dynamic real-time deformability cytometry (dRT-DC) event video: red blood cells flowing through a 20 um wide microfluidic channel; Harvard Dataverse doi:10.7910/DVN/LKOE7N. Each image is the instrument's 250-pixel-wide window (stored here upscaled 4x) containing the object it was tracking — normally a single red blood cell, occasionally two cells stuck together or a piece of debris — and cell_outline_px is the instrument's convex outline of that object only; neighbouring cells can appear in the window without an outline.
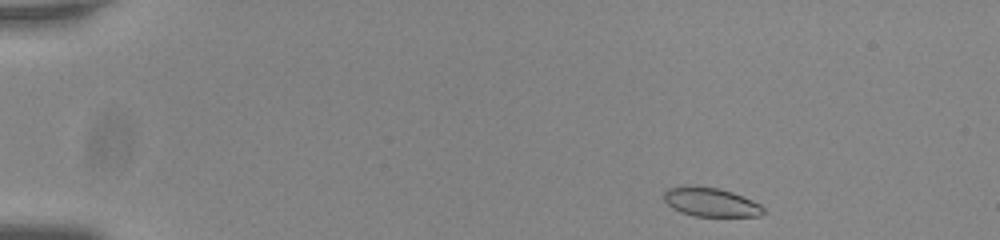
{"species": "common noctule bat (a hibernating species)", "species_latin": "Nyctalus noctula", "temperature_condition": "room temperature", "stored_images_in_passage": 48, "camera_frame_rate_fps": 3000, "um_per_image_px": 0.085, "animal": {"sex": "male", "body_mass_g": 20.0, "forearm_length_mm": 53.3}, "frame": {"image": 1, "passage_image": 1, "time_ms": 0.0, "image_size_px": [1000, 240], "cell_outline_px": [[764, 212], [760, 216], [692, 216], [680, 212], [672, 208], [664, 200], [664, 192], [668, 188], [684, 184], [696, 184], [720, 188], [732, 192], [752, 200], [760, 204], [764, 208]], "centroid_in_image_um": [60.37, 17.15], "position_along_channel_um": 24.6, "area_um2": 17.17}}
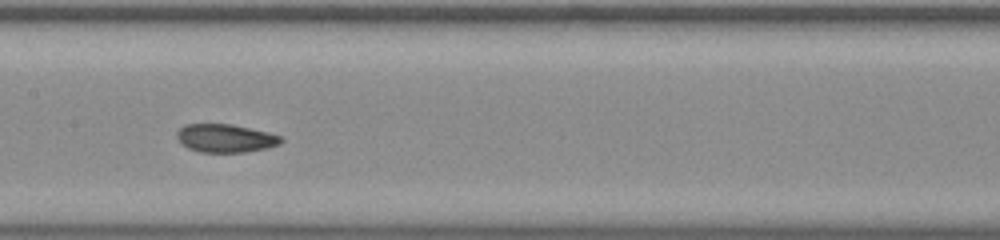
{"frame": {"image": 2, "passage_image": 22, "time_ms": 7.0, "image_size_px": [1000, 240], "cell_outline_px": [[284, 140], [280, 144], [268, 148], [244, 152], [200, 152], [188, 148], [180, 144], [176, 136], [176, 132], [184, 124], [232, 124], [268, 132], [280, 136]], "centroid_in_image_um": [19.14, 11.75], "position_along_channel_um": 188.3, "area_um2": 17.28}}
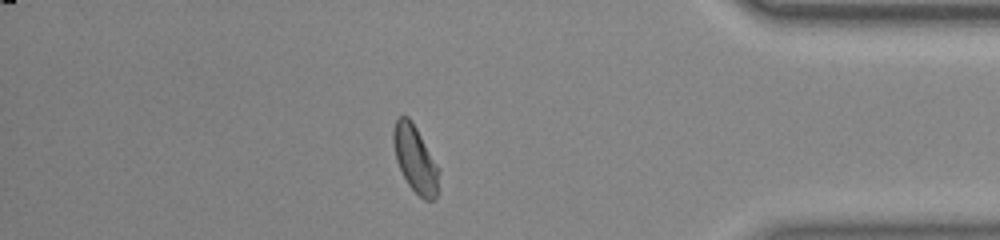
{"frame": {"image": 3, "passage_image": 41, "time_ms": 13.333, "image_size_px": [1000, 240], "cell_outline_px": [[440, 172], [436, 196], [432, 200], [424, 200], [408, 184], [396, 160], [392, 140], [392, 132], [396, 120], [400, 116], [408, 116], [416, 128], [440, 168]], "centroid_in_image_um": [35.3, 13.51], "position_along_channel_um": 399.9, "area_um2": 17.57}}